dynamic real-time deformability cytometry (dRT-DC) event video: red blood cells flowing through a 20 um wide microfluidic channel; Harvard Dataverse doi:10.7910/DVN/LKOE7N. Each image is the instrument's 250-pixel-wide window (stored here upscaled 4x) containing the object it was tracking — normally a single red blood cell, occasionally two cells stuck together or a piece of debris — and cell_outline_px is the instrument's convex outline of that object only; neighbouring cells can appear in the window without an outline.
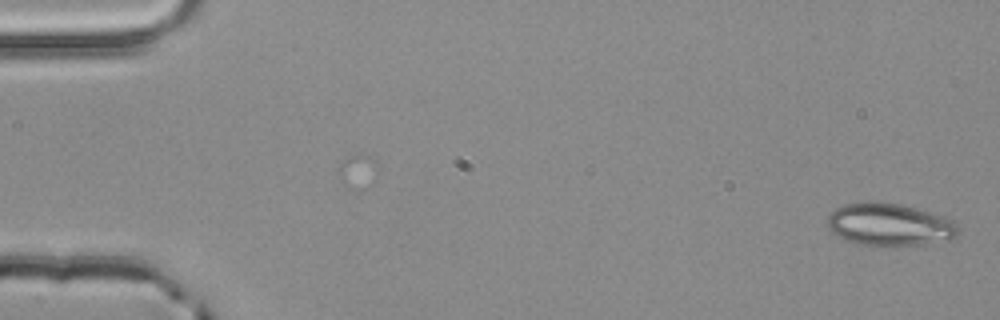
{"species": "common noctule bat (a hibernating species)", "species_latin": "Nyctalus noctula", "temperature_condition": "room temperature", "stored_images_in_passage": 5, "camera_frame_rate_fps": 3000, "um_per_image_px": 0.085, "animal": {"sex": "male", "body_mass_g": 20.4}, "frame": {"image": 1, "passage_image": 1, "time_ms": 0.0, "image_size_px": [1000, 320], "cell_outline_px": [[960, 232], [952, 240], [924, 244], [884, 248], [856, 244], [832, 232], [828, 228], [828, 216], [836, 208], [844, 204], [868, 200], [872, 200], [900, 204], [916, 208], [944, 216], [952, 220], [960, 228]], "centroid_in_image_um": [75.64, 19.11], "position_along_channel_um": 9.4, "area_um2": 33.29}}